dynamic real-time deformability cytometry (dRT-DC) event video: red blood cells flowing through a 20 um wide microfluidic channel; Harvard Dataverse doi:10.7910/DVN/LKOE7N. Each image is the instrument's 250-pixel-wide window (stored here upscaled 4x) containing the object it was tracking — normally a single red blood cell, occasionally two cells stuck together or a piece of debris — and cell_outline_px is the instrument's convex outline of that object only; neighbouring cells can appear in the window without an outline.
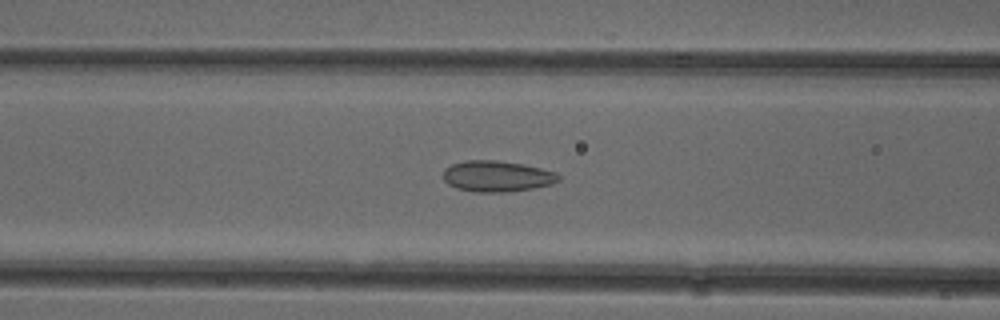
{"species": "common noctule bat (a hibernating species)", "species_latin": "Nyctalus noctula", "temperature_condition": "cold", "stored_images_in_passage": 52, "camera_frame_rate_fps": 3000, "um_per_image_px": 0.085, "animal": {"sex": "female"}, "frame": {"image": 1, "passage_image": 21, "time_ms": 6.667, "image_size_px": [1000, 320], "cell_outline_px": [[560, 180], [552, 184], [532, 188], [508, 192], [476, 192], [456, 188], [448, 184], [444, 180], [444, 168], [452, 164], [464, 160], [496, 160], [524, 164], [556, 172], [560, 176]], "centroid_in_image_um": [42.24, 14.98], "position_along_channel_um": 124.4, "area_um2": 20.92}}
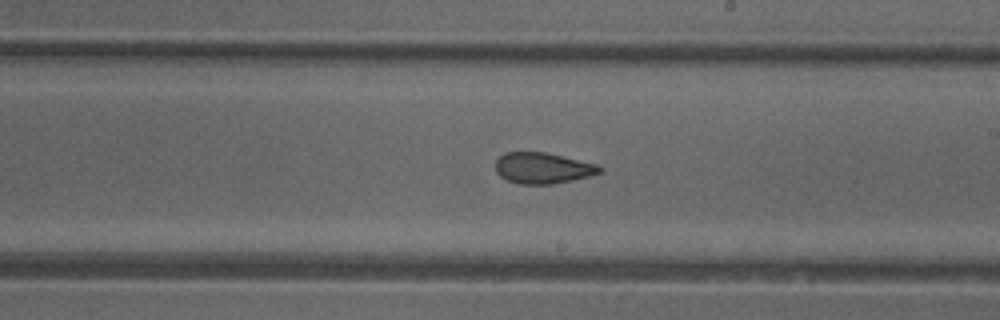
{"frame": {"image": 2, "passage_image": 30, "time_ms": 9.667, "image_size_px": [1000, 320], "cell_outline_px": [[604, 172], [572, 180], [552, 184], [520, 184], [508, 180], [500, 176], [496, 172], [496, 160], [504, 152], [544, 152], [596, 164], [604, 168]], "centroid_in_image_um": [46.14, 14.29], "position_along_channel_um": 242.9, "area_um2": 18.73}}
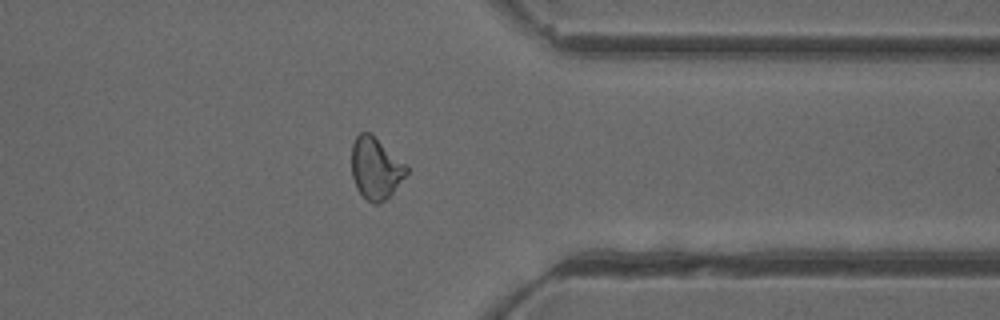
{"frame": {"image": 3, "passage_image": 41, "time_ms": 13.333, "image_size_px": [1000, 320], "cell_outline_px": [[408, 172], [392, 192], [380, 204], [372, 204], [356, 188], [352, 176], [352, 144], [356, 136], [360, 132], [372, 132], [408, 164]], "centroid_in_image_um": [31.95, 14.25], "position_along_channel_um": 379.5, "area_um2": 20.06}, "authors_computed_cell_mechanics": {"area_um2": 20.4901, "velocity_mm_per_s": 3.9472, "shape_relaxation_time_tau1_ms": null, "shape_relaxation_time_tau2_ms": 1.7319, "deformation_change_tau1": null, "deformation_change_tau2": 0.0611}}